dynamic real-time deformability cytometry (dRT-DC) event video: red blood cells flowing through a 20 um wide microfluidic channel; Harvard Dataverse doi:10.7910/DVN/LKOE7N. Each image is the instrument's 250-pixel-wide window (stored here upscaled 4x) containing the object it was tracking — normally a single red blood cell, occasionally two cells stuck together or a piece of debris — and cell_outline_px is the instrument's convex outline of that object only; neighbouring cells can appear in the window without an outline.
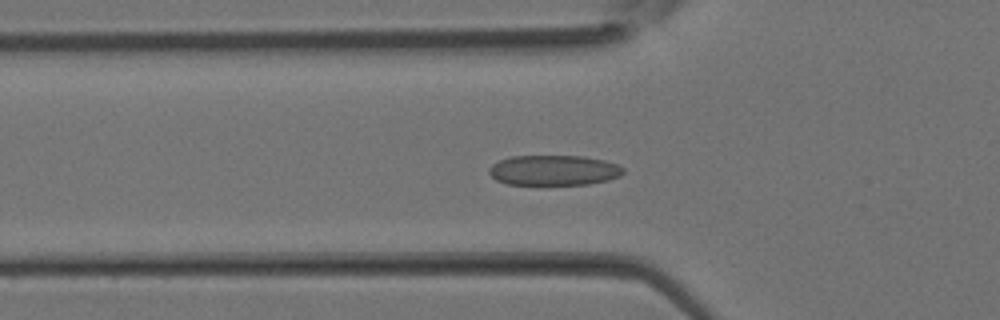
{"species": "Egyptian fruit bat (a non-hibernating species)", "species_latin": "Rousettus aegyptiacus", "temperature_condition": "room temperature", "stored_images_in_passage": 34, "camera_frame_rate_fps": 3000, "um_per_image_px": 0.085, "animal": {"sex": "female"}, "frame": {"image": 1, "passage_image": 11, "time_ms": 3.333, "image_size_px": [1000, 320], "cell_outline_px": [[624, 172], [620, 176], [608, 180], [588, 184], [508, 184], [496, 180], [488, 172], [488, 168], [492, 164], [500, 160], [512, 156], [584, 156], [604, 160], [616, 164], [624, 168]], "centroid_in_image_um": [47.07, 14.47], "position_along_channel_um": 78.7, "area_um2": 23.58}}
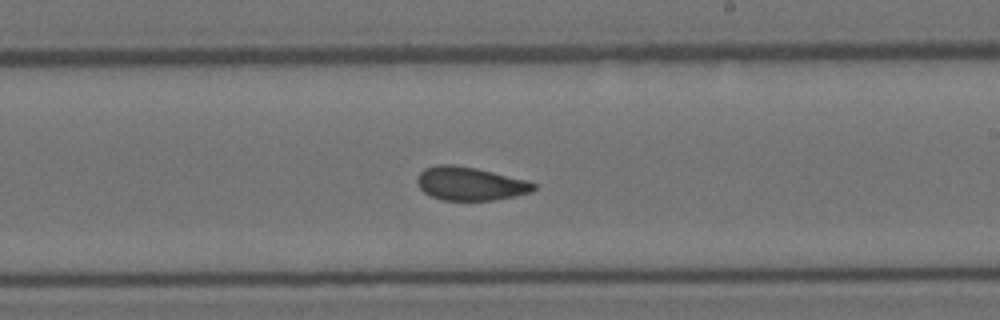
{"frame": {"image": 2, "passage_image": 20, "time_ms": 6.333, "image_size_px": [1000, 320], "cell_outline_px": [[536, 188], [532, 192], [516, 196], [492, 200], [444, 200], [432, 196], [424, 192], [416, 184], [416, 176], [424, 168], [436, 164], [452, 164], [476, 168], [524, 180], [536, 184]], "centroid_in_image_um": [39.91, 15.6], "position_along_channel_um": 249.1, "area_um2": 22.66}}
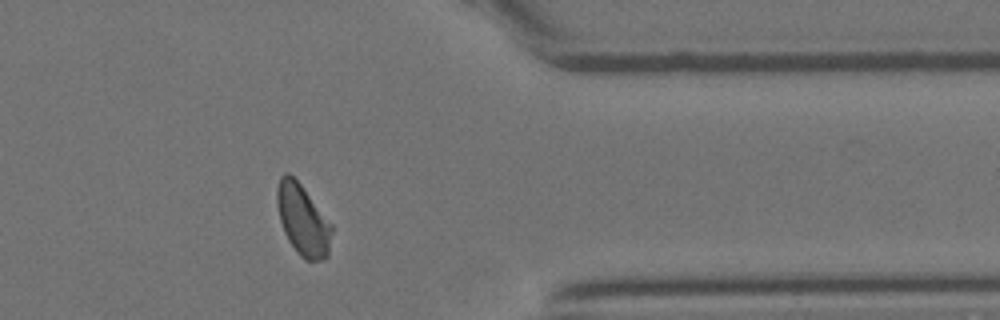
{"frame": {"image": 3, "passage_image": 28, "time_ms": 9.0, "image_size_px": [1000, 320], "cell_outline_px": [[332, 232], [328, 256], [324, 260], [304, 260], [296, 252], [288, 240], [284, 232], [280, 220], [276, 200], [276, 192], [280, 176], [284, 172], [288, 172], [300, 184], [332, 224]], "centroid_in_image_um": [25.73, 18.72], "position_along_channel_um": 385.7, "area_um2": 22.6}}